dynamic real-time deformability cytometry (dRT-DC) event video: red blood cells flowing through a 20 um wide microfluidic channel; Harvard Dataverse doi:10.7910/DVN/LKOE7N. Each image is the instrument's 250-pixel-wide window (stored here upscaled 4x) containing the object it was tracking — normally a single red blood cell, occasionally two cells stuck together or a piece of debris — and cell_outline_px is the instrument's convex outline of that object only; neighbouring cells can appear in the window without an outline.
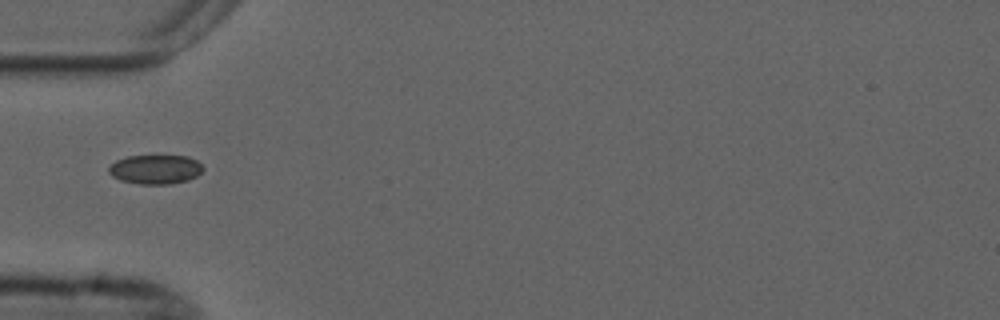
{"species": "common noctule bat (a hibernating species)", "species_latin": "Nyctalus noctula", "temperature_condition": "cold", "stored_images_in_passage": 2, "camera_frame_rate_fps": 3000, "um_per_image_px": 0.085, "animal": {"sex": "male", "forearm_length_mm": 52.5}, "frame": {"image": 1, "passage_image": 1, "time_ms": 0.0, "image_size_px": [1000, 320], "cell_outline_px": [[204, 168], [196, 176], [188, 180], [172, 184], [140, 184], [120, 180], [112, 176], [108, 172], [108, 168], [116, 160], [128, 156], [188, 156], [196, 160]], "centroid_in_image_um": [13.2, 14.4], "position_along_channel_um": 71.8, "area_um2": 16.01}}
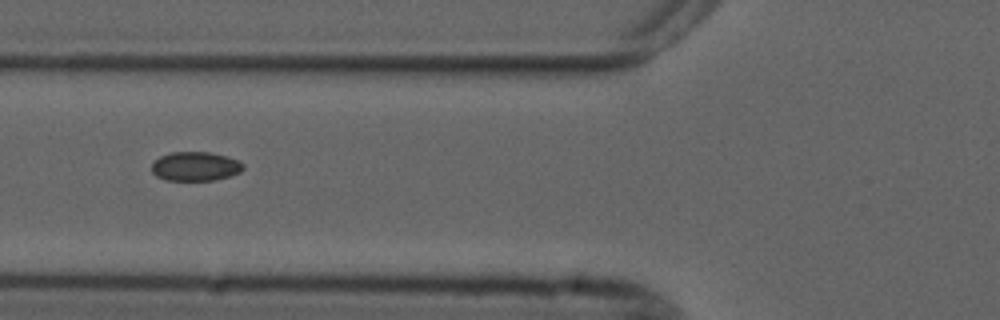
{"frame": {"image": 2, "passage_image": 2, "time_ms": 1.0, "image_size_px": [1000, 320], "cell_outline_px": [[244, 168], [240, 172], [232, 176], [216, 180], [164, 180], [156, 176], [152, 172], [152, 164], [160, 156], [172, 152], [208, 152], [228, 156], [240, 160], [244, 164]], "centroid_in_image_um": [16.65, 14.14], "position_along_channel_um": 109.2, "area_um2": 15.72}}